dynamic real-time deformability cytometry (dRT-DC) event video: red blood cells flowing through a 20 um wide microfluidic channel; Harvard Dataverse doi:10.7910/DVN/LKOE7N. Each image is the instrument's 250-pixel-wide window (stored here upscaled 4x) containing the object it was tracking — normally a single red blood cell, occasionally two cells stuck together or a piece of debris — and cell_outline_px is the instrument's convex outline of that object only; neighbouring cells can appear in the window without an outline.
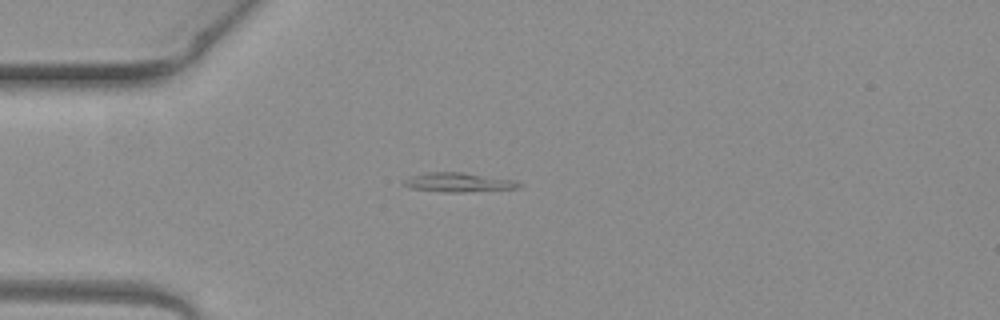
{"species": "common noctule bat (a hibernating species)", "species_latin": "Nyctalus noctula", "temperature_condition": "warm", "stored_images_in_passage": 5, "camera_frame_rate_fps": 3000, "um_per_image_px": 0.085, "animal": {"sex": "female", "body_mass_g": 19.3, "forearm_length_mm": 54.1}, "frame": {"image": 1, "passage_image": 5, "time_ms": 1.333, "image_size_px": [1000, 320], "cell_outline_px": [[524, 184], [520, 188], [464, 192], [440, 192], [408, 188], [400, 184], [404, 180], [412, 176], [428, 172], [460, 172], [516, 180]], "centroid_in_image_um": [38.97, 15.51], "position_along_channel_um": 46.0, "area_um2": 13.06}}